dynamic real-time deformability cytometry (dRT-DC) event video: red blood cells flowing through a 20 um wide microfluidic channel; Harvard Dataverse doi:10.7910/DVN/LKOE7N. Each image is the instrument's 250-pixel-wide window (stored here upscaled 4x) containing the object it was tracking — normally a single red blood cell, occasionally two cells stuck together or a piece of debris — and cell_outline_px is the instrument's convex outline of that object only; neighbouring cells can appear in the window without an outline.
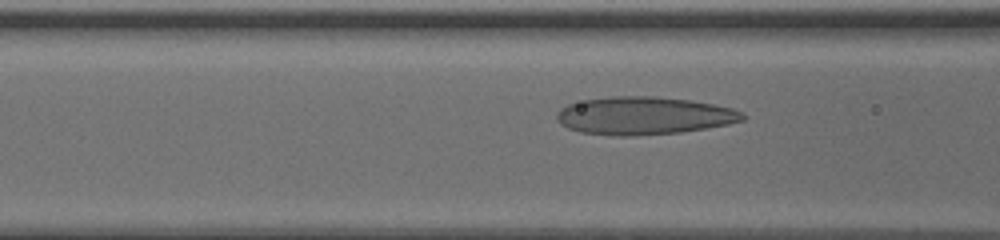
{"species": "human", "species_latin": "Homo sapiens", "temperature_condition": "cold", "stored_images_in_passage": 36, "camera_frame_rate_fps": 3000, "um_per_image_px": 0.085, "donor": {"sex": "male"}, "frame": {"image": 1, "passage_image": 5, "time_ms": 1.333, "image_size_px": [1000, 240], "cell_outline_px": [[748, 116], [744, 120], [728, 124], [680, 132], [632, 136], [616, 136], [580, 132], [568, 128], [560, 124], [556, 120], [556, 112], [560, 108], [568, 104], [584, 100], [612, 96], [652, 96], [688, 100], [712, 104], [732, 108], [744, 112]], "centroid_in_image_um": [54.71, 9.84], "position_along_channel_um": 111.9, "area_um2": 41.04}}
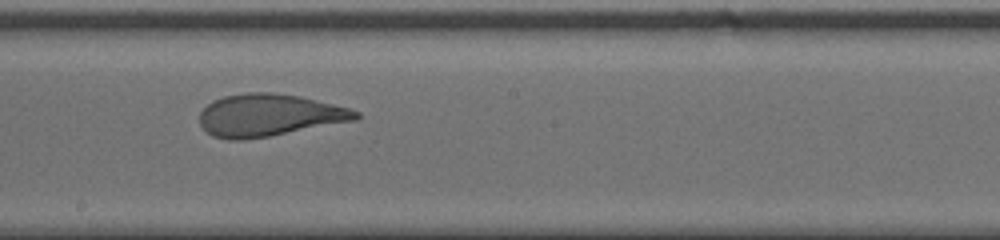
{"frame": {"image": 2, "passage_image": 14, "time_ms": 4.333, "image_size_px": [1000, 240], "cell_outline_px": [[360, 116], [356, 120], [268, 136], [244, 140], [228, 140], [212, 136], [200, 124], [200, 112], [212, 100], [224, 96], [248, 92], [272, 92], [300, 96], [348, 108], [360, 112]], "centroid_in_image_um": [22.84, 9.79], "position_along_channel_um": 225.4, "area_um2": 38.26}}
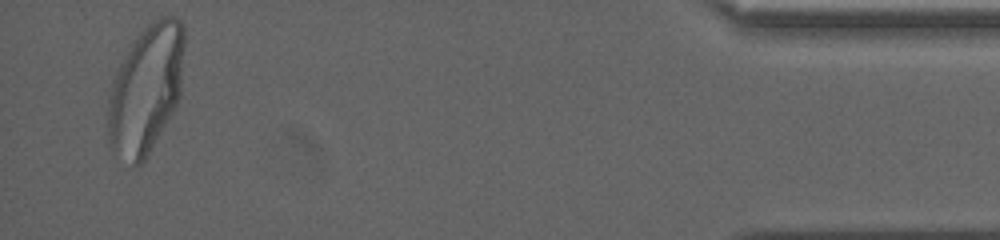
{"frame": {"image": 3, "passage_image": 35, "time_ms": 11.333, "image_size_px": [1000, 240], "cell_outline_px": [[184, 44], [180, 96], [172, 112], [144, 160], [140, 164], [132, 164], [112, 148], [108, 136], [108, 96], [112, 80], [132, 40], [152, 20], [160, 16], [176, 16], [184, 24]], "centroid_in_image_um": [12.41, 7.49], "position_along_channel_um": 422.8, "area_um2": 56.76}, "authors_computed_cell_mechanics": {"area_um2": 40.4889, "velocity_mm_per_s": 3.7768, "shape_relaxation_time_tau1_ms": 6.412, "shape_relaxation_time_tau2_ms": 0.8682, "deformation_change_tau1": 0.2361, "deformation_change_tau2": 0.0784}}